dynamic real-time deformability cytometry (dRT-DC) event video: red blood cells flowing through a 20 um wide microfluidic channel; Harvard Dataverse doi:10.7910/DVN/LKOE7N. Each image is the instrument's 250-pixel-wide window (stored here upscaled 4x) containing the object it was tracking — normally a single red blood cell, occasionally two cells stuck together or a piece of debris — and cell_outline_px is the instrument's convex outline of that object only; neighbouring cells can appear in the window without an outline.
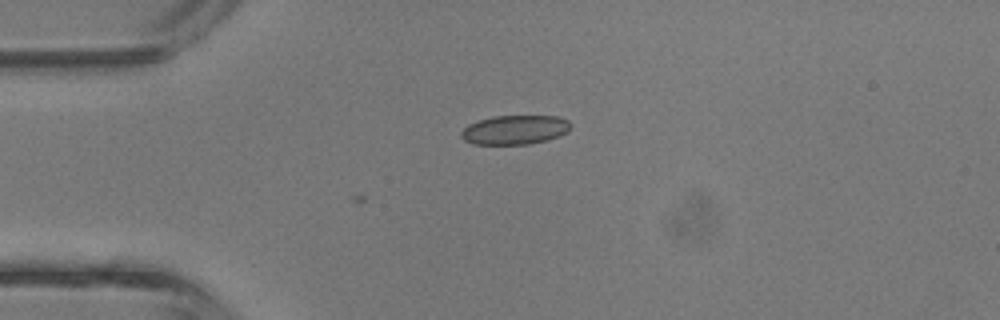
{"species": "common noctule bat (a hibernating species)", "species_latin": "Nyctalus noctula", "temperature_condition": "room temperature", "stored_images_in_passage": 5, "camera_frame_rate_fps": 3000, "um_per_image_px": 0.085, "animal": {"sex": "male", "body_mass_g": 13.3}, "frame": {"image": 1, "passage_image": 5, "time_ms": 1.333, "image_size_px": [1000, 320], "cell_outline_px": [[572, 124], [568, 132], [560, 136], [548, 140], [528, 144], [472, 144], [464, 140], [460, 136], [460, 132], [468, 124], [492, 116], [560, 116], [568, 120]], "centroid_in_image_um": [43.79, 11.03], "position_along_channel_um": 41.2, "area_um2": 18.84}}